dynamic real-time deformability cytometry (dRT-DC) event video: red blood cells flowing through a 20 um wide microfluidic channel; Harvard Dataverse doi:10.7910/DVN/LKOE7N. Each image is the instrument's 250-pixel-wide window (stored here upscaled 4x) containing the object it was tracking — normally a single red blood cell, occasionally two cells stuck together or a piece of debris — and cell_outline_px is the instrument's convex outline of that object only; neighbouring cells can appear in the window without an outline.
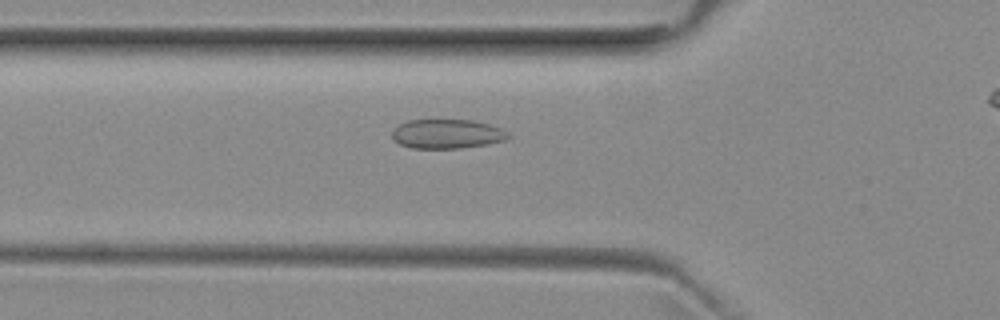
{"species": "common noctule bat (a hibernating species)", "species_latin": "Nyctalus noctula", "temperature_condition": "room temperature", "stored_images_in_passage": 43, "camera_frame_rate_fps": 3000, "um_per_image_px": 0.085, "animal": {"sex": "female", "body_mass_g": 29.2, "forearm_length_mm": 56.3}, "frame": {"image": 1, "passage_image": 15, "time_ms": 4.667, "image_size_px": [1000, 320], "cell_outline_px": [[512, 136], [504, 140], [488, 144], [460, 148], [412, 148], [400, 144], [392, 140], [392, 132], [400, 124], [408, 120], [472, 120], [488, 124], [500, 128]], "centroid_in_image_um": [37.99, 11.38], "position_along_channel_um": 87.8, "area_um2": 19.71}}
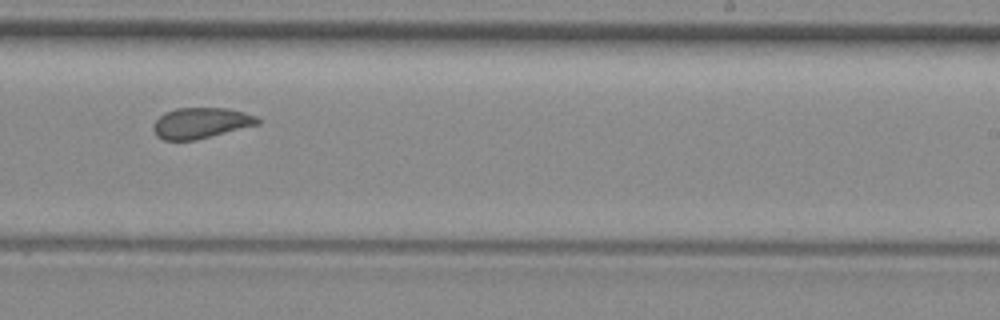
{"frame": {"image": 2, "passage_image": 29, "time_ms": 9.333, "image_size_px": [1000, 320], "cell_outline_px": [[260, 124], [196, 140], [164, 140], [156, 136], [152, 128], [152, 124], [164, 112], [176, 108], [228, 108], [244, 112], [256, 116], [260, 120]], "centroid_in_image_um": [17.06, 10.45], "position_along_channel_um": 271.9, "area_um2": 18.84}}
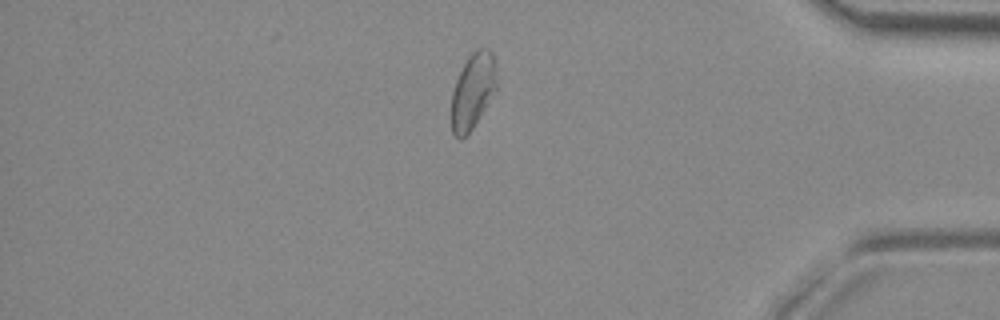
{"frame": {"image": 3, "passage_image": 41, "time_ms": 13.333, "image_size_px": [1000, 320], "cell_outline_px": [[496, 88], [472, 128], [460, 140], [452, 132], [452, 92], [456, 80], [468, 56], [476, 48], [488, 48], [492, 52], [496, 60]], "centroid_in_image_um": [40.2, 7.67], "position_along_channel_um": 395.0, "area_um2": 19.59}, "authors_computed_cell_mechanics": {"area_um2": 19.7098, "velocity_mm_per_s": 3.9463, "shape_relaxation_time_tau1_ms": null, "shape_relaxation_time_tau2_ms": 1.3673, "deformation_change_tau1": null, "deformation_change_tau2": 0.0664}}